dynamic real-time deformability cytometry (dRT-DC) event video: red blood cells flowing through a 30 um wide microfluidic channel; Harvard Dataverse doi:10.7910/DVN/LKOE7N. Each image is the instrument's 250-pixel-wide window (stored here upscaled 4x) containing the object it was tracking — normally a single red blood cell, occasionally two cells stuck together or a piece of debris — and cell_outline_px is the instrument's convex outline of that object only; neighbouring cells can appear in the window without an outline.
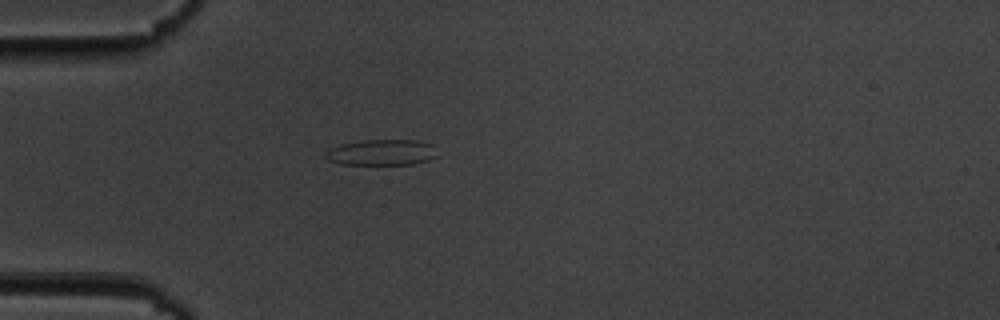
{"species": "common noctule bat (a hibernating species)", "species_latin": "Nyctalus noctula", "temperature_condition": "cold", "stored_images_in_passage": 41, "camera_frame_rate_fps": 3000, "um_per_image_px": 0.085, "animal": {"sex": "male", "body_mass_g": 19.5, "forearm_length_mm": 54.6}, "frame": {"image": 1, "passage_image": 1, "time_ms": 0.0, "image_size_px": [1000, 320], "cell_outline_px": [[440, 156], [428, 160], [412, 164], [340, 164], [328, 160], [324, 156], [324, 152], [328, 148], [340, 144], [364, 140], [416, 140], [432, 144]], "centroid_in_image_um": [32.43, 12.95], "position_along_channel_um": 52.6, "area_um2": 17.05}}
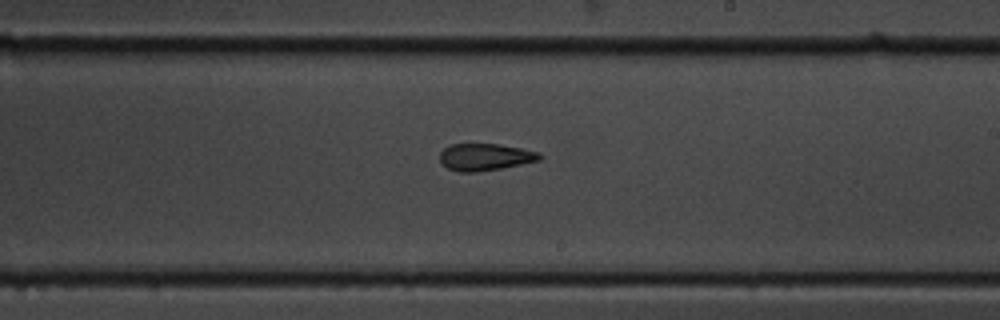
{"frame": {"image": 2, "passage_image": 18, "time_ms": 5.667, "image_size_px": [1000, 320], "cell_outline_px": [[544, 156], [540, 160], [500, 168], [476, 172], [460, 172], [448, 168], [440, 160], [440, 152], [444, 148], [452, 144], [500, 144], [540, 152]], "centroid_in_image_um": [41.25, 13.34], "position_along_channel_um": 247.7, "area_um2": 15.61}}
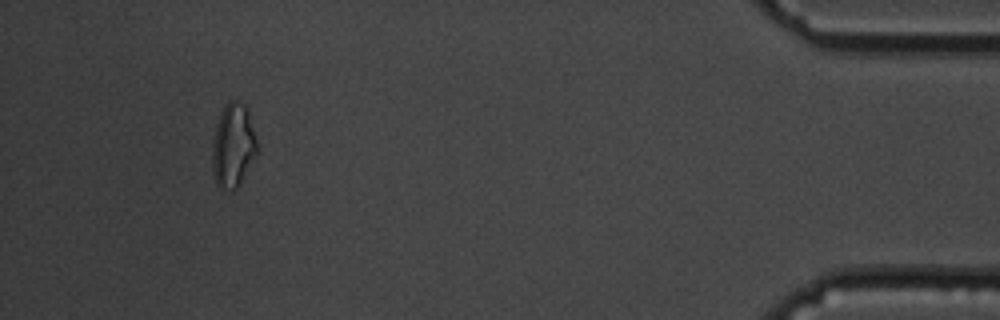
{"frame": {"image": 3, "passage_image": 37, "time_ms": 12.0, "image_size_px": [1000, 320], "cell_outline_px": [[256, 156], [236, 188], [232, 192], [220, 188], [216, 184], [212, 168], [212, 140], [216, 124], [220, 112], [224, 104], [228, 100], [236, 100], [244, 104], [248, 108], [256, 140]], "centroid_in_image_um": [19.79, 12.35], "position_along_channel_um": 415.4, "area_um2": 22.08}, "authors_computed_cell_mechanics": {"area_um2": 16.8776, "velocity_mm_per_s": 3.6245, "shape_relaxation_time_tau1_ms": 6.866, "shape_relaxation_time_tau2_ms": 2.3315, "deformation_change_tau1": 0.1505, "deformation_change_tau2": 0.0937}}